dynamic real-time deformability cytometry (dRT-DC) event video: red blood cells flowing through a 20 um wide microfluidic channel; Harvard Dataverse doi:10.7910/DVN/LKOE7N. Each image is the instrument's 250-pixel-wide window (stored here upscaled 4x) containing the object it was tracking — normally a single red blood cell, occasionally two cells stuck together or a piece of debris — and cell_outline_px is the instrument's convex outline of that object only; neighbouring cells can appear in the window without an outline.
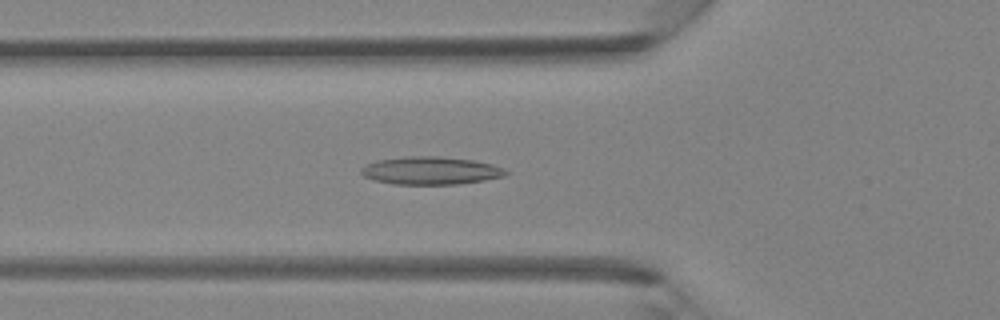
{"species": "Egyptian fruit bat (a non-hibernating species)", "species_latin": "Rousettus aegyptiacus", "temperature_condition": "room temperature", "stored_images_in_passage": 43, "segment_of_instrument_passage": [1, 2], "camera_frame_rate_fps": 3000, "um_per_image_px": 0.085, "animal": {"sex": "female"}, "frame": {"image": 1, "passage_image": 15, "time_ms": 4.667, "image_size_px": [1000, 320], "cell_outline_px": [[512, 172], [504, 176], [484, 180], [456, 184], [392, 184], [376, 180], [364, 176], [360, 172], [360, 168], [364, 164], [376, 160], [404, 156], [440, 156], [476, 160], [492, 164], [504, 168]], "centroid_in_image_um": [36.62, 14.49], "position_along_channel_um": 89.2, "area_um2": 23.76}}
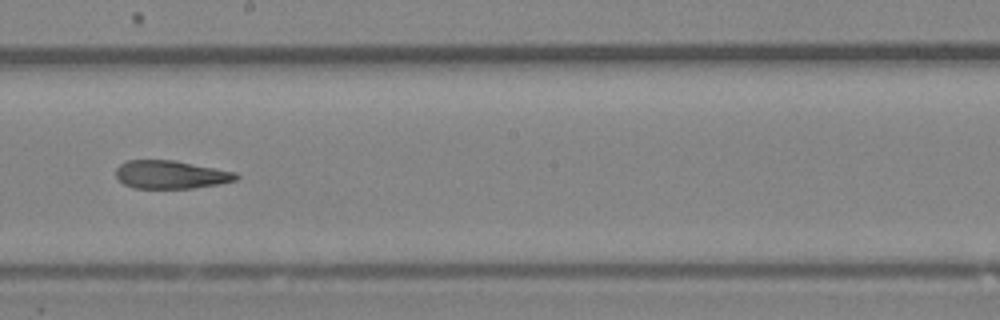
{"frame": {"image": 2, "passage_image": 24, "time_ms": 7.667, "image_size_px": [1000, 320], "cell_outline_px": [[240, 176], [236, 180], [220, 184], [192, 188], [132, 188], [124, 184], [116, 176], [116, 168], [120, 164], [128, 160], [176, 160], [236, 172]], "centroid_in_image_um": [14.53, 14.84], "position_along_channel_um": 233.7, "area_um2": 19.83}}
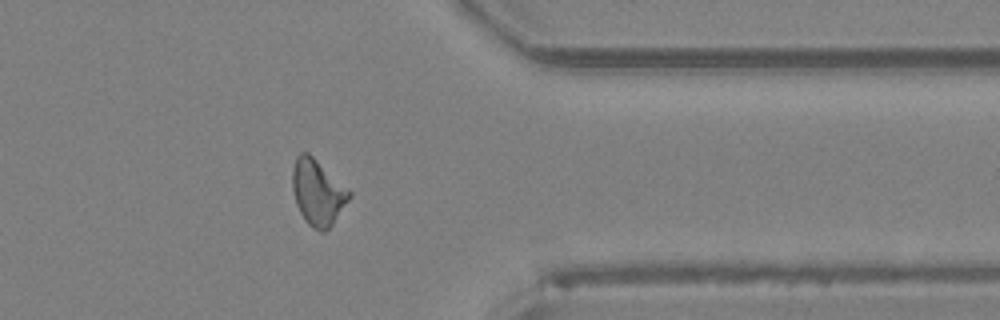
{"frame": {"image": 3, "passage_image": 34, "time_ms": 11.0, "image_size_px": [1000, 320], "cell_outline_px": [[352, 196], [332, 224], [324, 232], [320, 232], [312, 228], [304, 220], [296, 204], [292, 188], [292, 168], [296, 156], [300, 152], [308, 152], [352, 192]], "centroid_in_image_um": [26.99, 16.35], "position_along_channel_um": 384.4, "area_um2": 21.79}}